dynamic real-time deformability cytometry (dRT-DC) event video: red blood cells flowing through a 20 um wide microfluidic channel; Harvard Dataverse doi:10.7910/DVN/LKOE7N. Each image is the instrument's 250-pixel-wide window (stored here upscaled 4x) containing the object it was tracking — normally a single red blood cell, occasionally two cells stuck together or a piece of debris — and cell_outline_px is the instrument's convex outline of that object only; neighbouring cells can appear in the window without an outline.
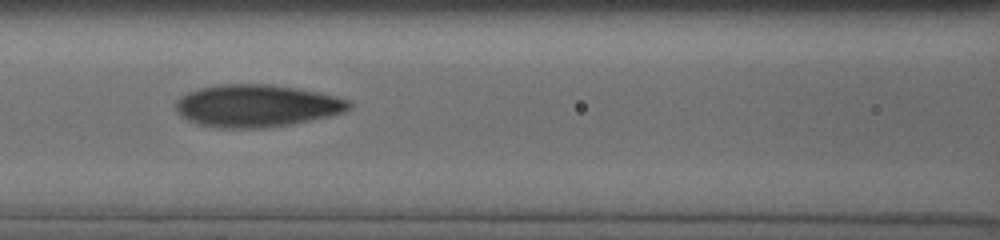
{"species": "human", "species_latin": "Homo sapiens", "temperature_condition": "cold", "stored_images_in_passage": 9, "camera_frame_rate_fps": 3000, "um_per_image_px": 0.085, "donor": {"sex": "male"}, "frame": {"image": 1, "passage_image": 8, "time_ms": 5.333, "image_size_px": [1000, 240], "cell_outline_px": [[352, 104], [344, 112], [328, 116], [292, 124], [260, 128], [220, 128], [200, 124], [188, 120], [176, 108], [176, 100], [180, 96], [188, 92], [200, 88], [220, 84], [272, 84], [296, 88], [336, 96], [348, 100]], "centroid_in_image_um": [21.81, 8.98], "position_along_channel_um": 144.8, "area_um2": 42.43}}